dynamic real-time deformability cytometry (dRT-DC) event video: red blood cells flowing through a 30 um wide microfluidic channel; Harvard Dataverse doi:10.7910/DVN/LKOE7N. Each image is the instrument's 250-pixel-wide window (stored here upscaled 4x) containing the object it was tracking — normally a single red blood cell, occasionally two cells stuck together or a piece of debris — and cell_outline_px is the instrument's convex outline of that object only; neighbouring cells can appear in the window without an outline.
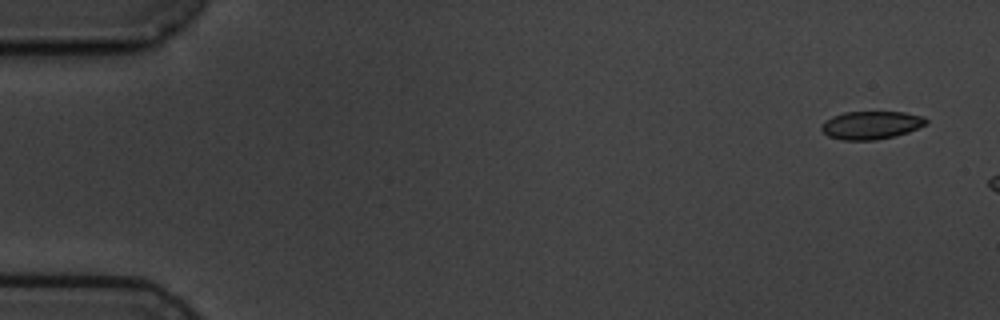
{"species": "common noctule bat (a hibernating species)", "species_latin": "Nyctalus noctula", "temperature_condition": "cold", "stored_images_in_passage": 3, "camera_frame_rate_fps": 3000, "um_per_image_px": 0.085, "animal": {"sex": "male", "body_mass_g": 19.5, "forearm_length_mm": 54.6}, "frame": {"image": 1, "passage_image": 1, "time_ms": 0.0, "image_size_px": [1000, 320], "cell_outline_px": [[928, 124], [908, 132], [896, 136], [876, 140], [840, 140], [828, 136], [820, 128], [820, 124], [832, 116], [844, 112], [904, 112], [924, 116], [928, 120]], "centroid_in_image_um": [74.06, 10.64], "position_along_channel_um": 10.9, "area_um2": 17.34}}